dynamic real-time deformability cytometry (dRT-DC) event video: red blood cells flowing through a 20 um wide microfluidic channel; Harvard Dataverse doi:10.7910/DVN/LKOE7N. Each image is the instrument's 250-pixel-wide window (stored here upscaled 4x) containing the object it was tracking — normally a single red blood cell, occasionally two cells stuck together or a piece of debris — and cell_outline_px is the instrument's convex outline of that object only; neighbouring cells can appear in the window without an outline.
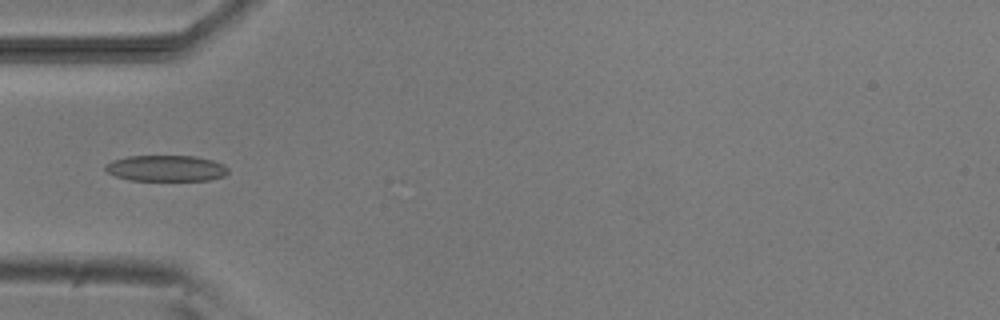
{"species": "common noctule bat (a hibernating species)", "species_latin": "Nyctalus noctula", "temperature_condition": "room temperature", "stored_images_in_passage": 5, "camera_frame_rate_fps": 3000, "um_per_image_px": 0.085, "animal": {"sex": "male", "body_mass_g": 20.5, "forearm_length_mm": 52.5}, "frame": {"image": 1, "passage_image": 5, "time_ms": 4.333, "image_size_px": [1000, 320], "cell_outline_px": [[228, 172], [224, 176], [208, 180], [128, 180], [116, 176], [108, 172], [104, 168], [104, 164], [112, 160], [128, 156], [196, 156], [212, 160], [224, 164], [228, 168]], "centroid_in_image_um": [14.11, 14.3], "position_along_channel_um": 70.9, "area_um2": 18.67}}